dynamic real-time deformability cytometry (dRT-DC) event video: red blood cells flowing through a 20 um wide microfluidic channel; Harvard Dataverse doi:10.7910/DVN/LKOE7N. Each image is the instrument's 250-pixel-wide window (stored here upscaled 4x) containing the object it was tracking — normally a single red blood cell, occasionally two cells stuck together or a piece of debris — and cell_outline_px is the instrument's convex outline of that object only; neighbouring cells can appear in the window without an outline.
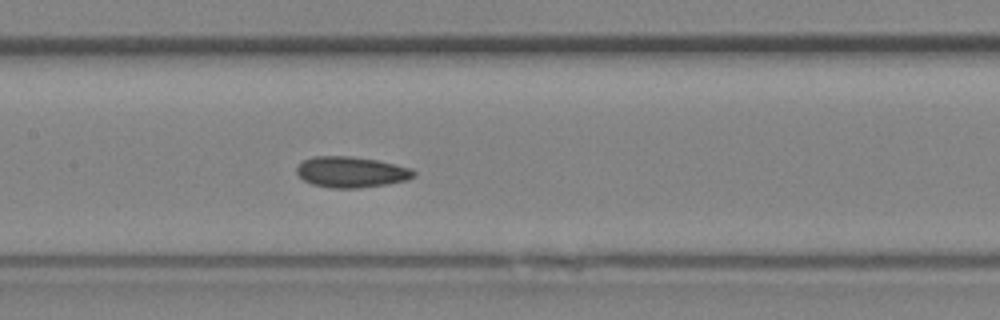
{"species": "Egyptian fruit bat (a non-hibernating species)", "species_latin": "Rousettus aegyptiacus", "temperature_condition": "room temperature", "stored_images_in_passage": 26, "camera_frame_rate_fps": 3000, "um_per_image_px": 0.085, "animal": {"sex": "female"}, "frame": {"image": 1, "passage_image": 9, "time_ms": 2.667, "image_size_px": [1000, 320], "cell_outline_px": [[416, 176], [408, 180], [388, 184], [360, 188], [332, 188], [312, 184], [304, 180], [296, 172], [296, 168], [304, 160], [312, 156], [348, 156], [376, 160], [408, 168], [416, 172]], "centroid_in_image_um": [29.85, 14.63], "position_along_channel_um": 177.6, "area_um2": 20.92}}
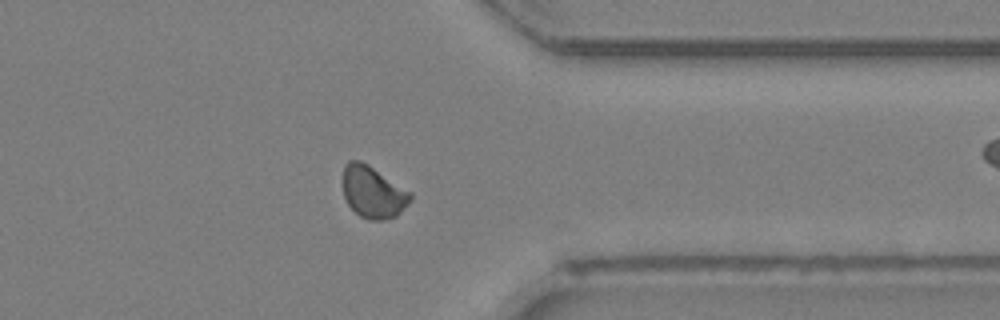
{"frame": {"image": 2, "passage_image": 19, "time_ms": 6.0, "image_size_px": [1000, 320], "cell_outline_px": [[412, 200], [396, 216], [384, 220], [368, 220], [360, 216], [348, 204], [344, 196], [344, 164], [348, 160], [360, 160], [368, 164], [412, 192]], "centroid_in_image_um": [31.73, 16.32], "position_along_channel_um": 379.7, "area_um2": 20.46}}